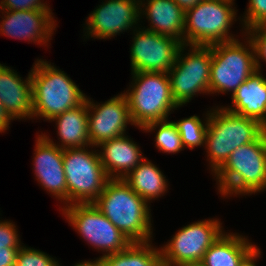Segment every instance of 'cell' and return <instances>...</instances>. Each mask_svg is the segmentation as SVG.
I'll return each mask as SVG.
<instances>
[{
    "label": "cell",
    "mask_w": 266,
    "mask_h": 266,
    "mask_svg": "<svg viewBox=\"0 0 266 266\" xmlns=\"http://www.w3.org/2000/svg\"><path fill=\"white\" fill-rule=\"evenodd\" d=\"M93 204L130 242L151 241L150 206L123 179H109Z\"/></svg>",
    "instance_id": "1"
},
{
    "label": "cell",
    "mask_w": 266,
    "mask_h": 266,
    "mask_svg": "<svg viewBox=\"0 0 266 266\" xmlns=\"http://www.w3.org/2000/svg\"><path fill=\"white\" fill-rule=\"evenodd\" d=\"M31 71L33 110L32 119L52 120L86 100L74 81L48 61L37 59Z\"/></svg>",
    "instance_id": "3"
},
{
    "label": "cell",
    "mask_w": 266,
    "mask_h": 266,
    "mask_svg": "<svg viewBox=\"0 0 266 266\" xmlns=\"http://www.w3.org/2000/svg\"><path fill=\"white\" fill-rule=\"evenodd\" d=\"M50 121H55L57 125L61 145L56 142L55 145L61 149L90 146L87 98L82 104L63 112Z\"/></svg>",
    "instance_id": "22"
},
{
    "label": "cell",
    "mask_w": 266,
    "mask_h": 266,
    "mask_svg": "<svg viewBox=\"0 0 266 266\" xmlns=\"http://www.w3.org/2000/svg\"><path fill=\"white\" fill-rule=\"evenodd\" d=\"M140 0H106L87 17L86 38L109 39L140 23Z\"/></svg>",
    "instance_id": "13"
},
{
    "label": "cell",
    "mask_w": 266,
    "mask_h": 266,
    "mask_svg": "<svg viewBox=\"0 0 266 266\" xmlns=\"http://www.w3.org/2000/svg\"><path fill=\"white\" fill-rule=\"evenodd\" d=\"M242 21L244 30L266 24V0H249L248 8Z\"/></svg>",
    "instance_id": "29"
},
{
    "label": "cell",
    "mask_w": 266,
    "mask_h": 266,
    "mask_svg": "<svg viewBox=\"0 0 266 266\" xmlns=\"http://www.w3.org/2000/svg\"><path fill=\"white\" fill-rule=\"evenodd\" d=\"M67 148L63 151L67 184V205L94 203L110 179L102 166L99 153L87 148Z\"/></svg>",
    "instance_id": "7"
},
{
    "label": "cell",
    "mask_w": 266,
    "mask_h": 266,
    "mask_svg": "<svg viewBox=\"0 0 266 266\" xmlns=\"http://www.w3.org/2000/svg\"><path fill=\"white\" fill-rule=\"evenodd\" d=\"M131 75L132 86L124 95L133 125L142 130L148 123L168 120L173 109L179 107L171 95L168 73L136 72Z\"/></svg>",
    "instance_id": "5"
},
{
    "label": "cell",
    "mask_w": 266,
    "mask_h": 266,
    "mask_svg": "<svg viewBox=\"0 0 266 266\" xmlns=\"http://www.w3.org/2000/svg\"><path fill=\"white\" fill-rule=\"evenodd\" d=\"M11 120V116L5 110V107L0 102V133L5 132L9 129V125Z\"/></svg>",
    "instance_id": "33"
},
{
    "label": "cell",
    "mask_w": 266,
    "mask_h": 266,
    "mask_svg": "<svg viewBox=\"0 0 266 266\" xmlns=\"http://www.w3.org/2000/svg\"><path fill=\"white\" fill-rule=\"evenodd\" d=\"M206 114L207 117L205 123H202V120L199 118V116L196 115L181 119L177 122L174 121L175 125L178 128L183 147L193 150L194 147L201 145L205 146L209 111Z\"/></svg>",
    "instance_id": "26"
},
{
    "label": "cell",
    "mask_w": 266,
    "mask_h": 266,
    "mask_svg": "<svg viewBox=\"0 0 266 266\" xmlns=\"http://www.w3.org/2000/svg\"><path fill=\"white\" fill-rule=\"evenodd\" d=\"M155 146L164 153L176 154L184 149L178 128L173 121H154L146 124L142 129L146 132L156 130Z\"/></svg>",
    "instance_id": "25"
},
{
    "label": "cell",
    "mask_w": 266,
    "mask_h": 266,
    "mask_svg": "<svg viewBox=\"0 0 266 266\" xmlns=\"http://www.w3.org/2000/svg\"><path fill=\"white\" fill-rule=\"evenodd\" d=\"M15 266H60L57 260L40 250L21 246Z\"/></svg>",
    "instance_id": "27"
},
{
    "label": "cell",
    "mask_w": 266,
    "mask_h": 266,
    "mask_svg": "<svg viewBox=\"0 0 266 266\" xmlns=\"http://www.w3.org/2000/svg\"><path fill=\"white\" fill-rule=\"evenodd\" d=\"M184 11L187 9L194 7L196 4L201 2L202 0H174Z\"/></svg>",
    "instance_id": "35"
},
{
    "label": "cell",
    "mask_w": 266,
    "mask_h": 266,
    "mask_svg": "<svg viewBox=\"0 0 266 266\" xmlns=\"http://www.w3.org/2000/svg\"><path fill=\"white\" fill-rule=\"evenodd\" d=\"M218 219H205L182 227L164 247L163 266L201 263L205 252L224 233Z\"/></svg>",
    "instance_id": "11"
},
{
    "label": "cell",
    "mask_w": 266,
    "mask_h": 266,
    "mask_svg": "<svg viewBox=\"0 0 266 266\" xmlns=\"http://www.w3.org/2000/svg\"><path fill=\"white\" fill-rule=\"evenodd\" d=\"M14 71L0 63V102L13 120L32 119L31 72L28 73L26 80H23Z\"/></svg>",
    "instance_id": "17"
},
{
    "label": "cell",
    "mask_w": 266,
    "mask_h": 266,
    "mask_svg": "<svg viewBox=\"0 0 266 266\" xmlns=\"http://www.w3.org/2000/svg\"><path fill=\"white\" fill-rule=\"evenodd\" d=\"M148 242H131L124 250L102 256L104 266H163L161 250Z\"/></svg>",
    "instance_id": "24"
},
{
    "label": "cell",
    "mask_w": 266,
    "mask_h": 266,
    "mask_svg": "<svg viewBox=\"0 0 266 266\" xmlns=\"http://www.w3.org/2000/svg\"><path fill=\"white\" fill-rule=\"evenodd\" d=\"M97 147L101 148L100 161L110 179H123L145 158L128 135L103 141Z\"/></svg>",
    "instance_id": "18"
},
{
    "label": "cell",
    "mask_w": 266,
    "mask_h": 266,
    "mask_svg": "<svg viewBox=\"0 0 266 266\" xmlns=\"http://www.w3.org/2000/svg\"><path fill=\"white\" fill-rule=\"evenodd\" d=\"M234 0H202L185 11L184 45L209 46L236 40L229 30L236 21Z\"/></svg>",
    "instance_id": "6"
},
{
    "label": "cell",
    "mask_w": 266,
    "mask_h": 266,
    "mask_svg": "<svg viewBox=\"0 0 266 266\" xmlns=\"http://www.w3.org/2000/svg\"><path fill=\"white\" fill-rule=\"evenodd\" d=\"M231 97L232 107H224L226 110L254 119L266 128V78L260 71L254 72Z\"/></svg>",
    "instance_id": "20"
},
{
    "label": "cell",
    "mask_w": 266,
    "mask_h": 266,
    "mask_svg": "<svg viewBox=\"0 0 266 266\" xmlns=\"http://www.w3.org/2000/svg\"><path fill=\"white\" fill-rule=\"evenodd\" d=\"M21 245L15 224L0 220V249H20Z\"/></svg>",
    "instance_id": "30"
},
{
    "label": "cell",
    "mask_w": 266,
    "mask_h": 266,
    "mask_svg": "<svg viewBox=\"0 0 266 266\" xmlns=\"http://www.w3.org/2000/svg\"><path fill=\"white\" fill-rule=\"evenodd\" d=\"M182 45L176 61L168 72L171 95L176 104L181 107L191 101L196 94H209V81L212 63L210 46L190 45L185 55Z\"/></svg>",
    "instance_id": "9"
},
{
    "label": "cell",
    "mask_w": 266,
    "mask_h": 266,
    "mask_svg": "<svg viewBox=\"0 0 266 266\" xmlns=\"http://www.w3.org/2000/svg\"><path fill=\"white\" fill-rule=\"evenodd\" d=\"M178 266H204L202 263H193V264H183Z\"/></svg>",
    "instance_id": "37"
},
{
    "label": "cell",
    "mask_w": 266,
    "mask_h": 266,
    "mask_svg": "<svg viewBox=\"0 0 266 266\" xmlns=\"http://www.w3.org/2000/svg\"><path fill=\"white\" fill-rule=\"evenodd\" d=\"M130 49L132 73L163 72L173 67L179 49L183 45L176 39L151 32L140 27L133 30Z\"/></svg>",
    "instance_id": "12"
},
{
    "label": "cell",
    "mask_w": 266,
    "mask_h": 266,
    "mask_svg": "<svg viewBox=\"0 0 266 266\" xmlns=\"http://www.w3.org/2000/svg\"><path fill=\"white\" fill-rule=\"evenodd\" d=\"M73 229L92 247L106 252L103 256L124 250L131 242L93 204H71L61 207Z\"/></svg>",
    "instance_id": "10"
},
{
    "label": "cell",
    "mask_w": 266,
    "mask_h": 266,
    "mask_svg": "<svg viewBox=\"0 0 266 266\" xmlns=\"http://www.w3.org/2000/svg\"><path fill=\"white\" fill-rule=\"evenodd\" d=\"M246 40V45L238 39L209 45L212 50L209 94L231 91L233 95L256 72L253 45Z\"/></svg>",
    "instance_id": "8"
},
{
    "label": "cell",
    "mask_w": 266,
    "mask_h": 266,
    "mask_svg": "<svg viewBox=\"0 0 266 266\" xmlns=\"http://www.w3.org/2000/svg\"><path fill=\"white\" fill-rule=\"evenodd\" d=\"M4 12V14H3ZM6 13V14H5ZM0 34L48 45L57 24L51 10L2 11ZM46 43V44H45Z\"/></svg>",
    "instance_id": "16"
},
{
    "label": "cell",
    "mask_w": 266,
    "mask_h": 266,
    "mask_svg": "<svg viewBox=\"0 0 266 266\" xmlns=\"http://www.w3.org/2000/svg\"><path fill=\"white\" fill-rule=\"evenodd\" d=\"M146 1L140 0V7L143 8H140V16L145 14L151 25L143 29L172 37L184 44L185 11L174 0Z\"/></svg>",
    "instance_id": "19"
},
{
    "label": "cell",
    "mask_w": 266,
    "mask_h": 266,
    "mask_svg": "<svg viewBox=\"0 0 266 266\" xmlns=\"http://www.w3.org/2000/svg\"><path fill=\"white\" fill-rule=\"evenodd\" d=\"M258 249L237 233H223L205 252L204 266H241Z\"/></svg>",
    "instance_id": "21"
},
{
    "label": "cell",
    "mask_w": 266,
    "mask_h": 266,
    "mask_svg": "<svg viewBox=\"0 0 266 266\" xmlns=\"http://www.w3.org/2000/svg\"><path fill=\"white\" fill-rule=\"evenodd\" d=\"M74 266H104L103 264V261L101 259V256L99 258H97L96 260L94 261H82V262H79L77 263L76 265Z\"/></svg>",
    "instance_id": "36"
},
{
    "label": "cell",
    "mask_w": 266,
    "mask_h": 266,
    "mask_svg": "<svg viewBox=\"0 0 266 266\" xmlns=\"http://www.w3.org/2000/svg\"><path fill=\"white\" fill-rule=\"evenodd\" d=\"M261 251L258 248L256 251H254L241 266H256L255 262L258 258H260Z\"/></svg>",
    "instance_id": "34"
},
{
    "label": "cell",
    "mask_w": 266,
    "mask_h": 266,
    "mask_svg": "<svg viewBox=\"0 0 266 266\" xmlns=\"http://www.w3.org/2000/svg\"><path fill=\"white\" fill-rule=\"evenodd\" d=\"M123 180L147 203L167 192L168 184L163 172L144 158Z\"/></svg>",
    "instance_id": "23"
},
{
    "label": "cell",
    "mask_w": 266,
    "mask_h": 266,
    "mask_svg": "<svg viewBox=\"0 0 266 266\" xmlns=\"http://www.w3.org/2000/svg\"><path fill=\"white\" fill-rule=\"evenodd\" d=\"M214 176L223 197L266 190V131L256 141L236 148Z\"/></svg>",
    "instance_id": "2"
},
{
    "label": "cell",
    "mask_w": 266,
    "mask_h": 266,
    "mask_svg": "<svg viewBox=\"0 0 266 266\" xmlns=\"http://www.w3.org/2000/svg\"><path fill=\"white\" fill-rule=\"evenodd\" d=\"M19 249H0V266H15Z\"/></svg>",
    "instance_id": "32"
},
{
    "label": "cell",
    "mask_w": 266,
    "mask_h": 266,
    "mask_svg": "<svg viewBox=\"0 0 266 266\" xmlns=\"http://www.w3.org/2000/svg\"><path fill=\"white\" fill-rule=\"evenodd\" d=\"M0 10L26 11V10H51L47 3L41 0H1Z\"/></svg>",
    "instance_id": "31"
},
{
    "label": "cell",
    "mask_w": 266,
    "mask_h": 266,
    "mask_svg": "<svg viewBox=\"0 0 266 266\" xmlns=\"http://www.w3.org/2000/svg\"><path fill=\"white\" fill-rule=\"evenodd\" d=\"M244 33L253 45L256 71L261 72L260 59L266 62V24L248 28Z\"/></svg>",
    "instance_id": "28"
},
{
    "label": "cell",
    "mask_w": 266,
    "mask_h": 266,
    "mask_svg": "<svg viewBox=\"0 0 266 266\" xmlns=\"http://www.w3.org/2000/svg\"><path fill=\"white\" fill-rule=\"evenodd\" d=\"M87 105L88 132L92 148L103 141L125 135L127 125L130 123L133 125L124 93L102 104H95L87 97Z\"/></svg>",
    "instance_id": "14"
},
{
    "label": "cell",
    "mask_w": 266,
    "mask_h": 266,
    "mask_svg": "<svg viewBox=\"0 0 266 266\" xmlns=\"http://www.w3.org/2000/svg\"><path fill=\"white\" fill-rule=\"evenodd\" d=\"M266 128L258 121L223 107L210 109L205 148L213 174L238 147L256 141Z\"/></svg>",
    "instance_id": "4"
},
{
    "label": "cell",
    "mask_w": 266,
    "mask_h": 266,
    "mask_svg": "<svg viewBox=\"0 0 266 266\" xmlns=\"http://www.w3.org/2000/svg\"><path fill=\"white\" fill-rule=\"evenodd\" d=\"M37 136L33 168L36 180L51 195L67 206V184L64 173L63 151L54 141L41 133Z\"/></svg>",
    "instance_id": "15"
}]
</instances>
